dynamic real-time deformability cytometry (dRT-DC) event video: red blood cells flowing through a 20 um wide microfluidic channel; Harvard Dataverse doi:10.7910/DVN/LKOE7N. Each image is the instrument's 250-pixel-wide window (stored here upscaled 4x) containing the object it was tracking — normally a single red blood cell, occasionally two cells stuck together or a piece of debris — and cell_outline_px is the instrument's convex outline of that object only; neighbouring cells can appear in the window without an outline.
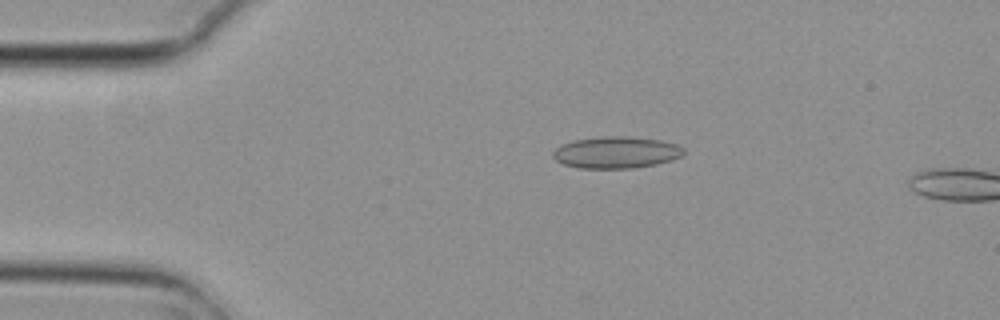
{"species": "common noctule bat (a hibernating species)", "species_latin": "Nyctalus noctula", "temperature_condition": "cold", "stored_images_in_passage": 2, "camera_frame_rate_fps": 3000, "um_per_image_px": 0.085, "animal": {"sex": "female", "body_mass_g": 29.2, "forearm_length_mm": 56.3}, "frame": {"image": 1, "passage_image": 1, "time_ms": 0.0, "image_size_px": [1000, 320], "cell_outline_px": [[684, 152], [680, 156], [672, 160], [656, 164], [632, 168], [580, 168], [564, 164], [556, 160], [552, 156], [552, 152], [556, 148], [572, 140], [604, 136], [624, 136], [660, 140], [676, 144], [684, 148]], "centroid_in_image_um": [52.37, 12.95], "position_along_channel_um": 32.6, "area_um2": 24.04}}